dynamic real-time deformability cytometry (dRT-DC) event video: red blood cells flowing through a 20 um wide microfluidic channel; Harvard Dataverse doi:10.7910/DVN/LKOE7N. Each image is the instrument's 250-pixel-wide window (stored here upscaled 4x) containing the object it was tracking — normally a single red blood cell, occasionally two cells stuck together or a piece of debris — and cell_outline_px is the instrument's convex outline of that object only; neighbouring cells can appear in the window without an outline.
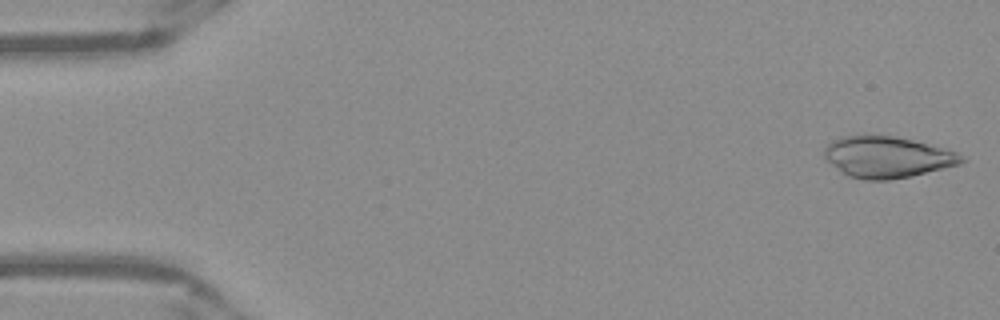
{"species": "Egyptian fruit bat (a non-hibernating species)", "species_latin": "Rousettus aegyptiacus", "temperature_condition": "warm", "stored_images_in_passage": 50, "camera_frame_rate_fps": 3000, "um_per_image_px": 0.085, "frame": {"image": 1, "passage_image": 1, "time_ms": 0.0, "image_size_px": [1000, 320], "cell_outline_px": [[968, 160], [960, 164], [912, 176], [888, 180], [864, 180], [848, 176], [840, 172], [824, 156], [824, 148], [832, 140], [844, 136], [896, 136], [944, 148], [956, 152], [964, 156]], "centroid_in_image_um": [75.43, 13.36], "position_along_channel_um": 9.6, "area_um2": 32.89}}
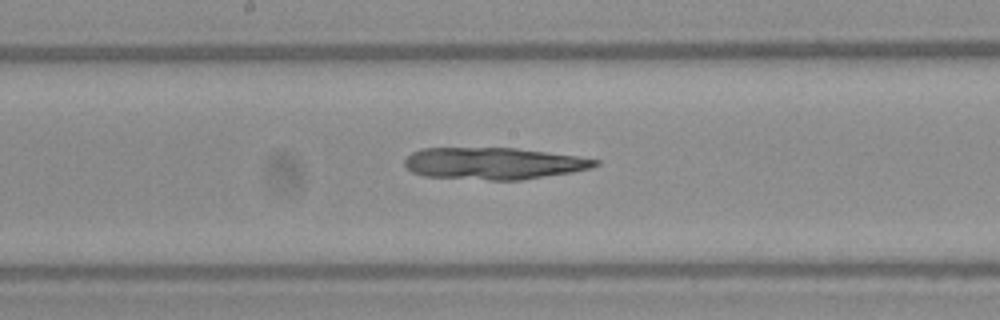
{"frame": {"image": 2, "passage_image": 26, "time_ms": 8.333, "image_size_px": [1000, 320], "cell_outline_px": [[600, 164], [592, 168], [572, 172], [520, 180], [488, 180], [424, 176], [412, 172], [404, 164], [404, 160], [412, 152], [420, 148], [516, 148], [576, 156], [600, 160]], "centroid_in_image_um": [41.95, 13.89], "position_along_channel_um": 206.3, "area_um2": 35.37}}
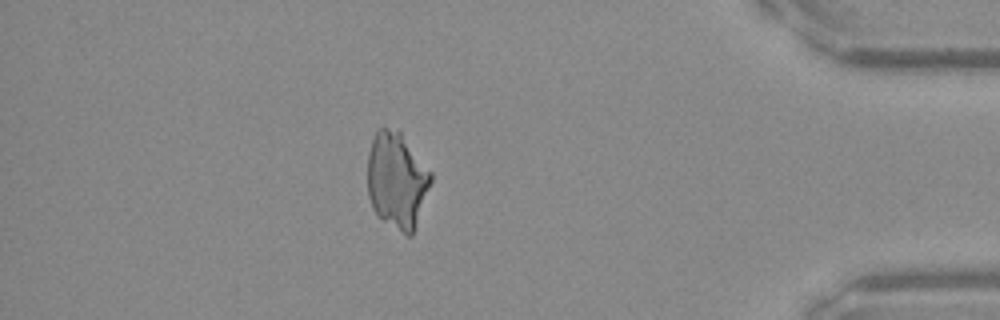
{"frame": {"image": 3, "passage_image": 44, "time_ms": 14.333, "image_size_px": [1000, 320], "cell_outline_px": [[432, 180], [412, 236], [408, 236], [384, 220], [372, 208], [368, 196], [368, 152], [372, 140], [376, 132], [380, 128], [388, 128], [400, 132], [432, 172]], "centroid_in_image_um": [33.74, 15.32], "position_along_channel_um": 401.5, "area_um2": 35.08}}